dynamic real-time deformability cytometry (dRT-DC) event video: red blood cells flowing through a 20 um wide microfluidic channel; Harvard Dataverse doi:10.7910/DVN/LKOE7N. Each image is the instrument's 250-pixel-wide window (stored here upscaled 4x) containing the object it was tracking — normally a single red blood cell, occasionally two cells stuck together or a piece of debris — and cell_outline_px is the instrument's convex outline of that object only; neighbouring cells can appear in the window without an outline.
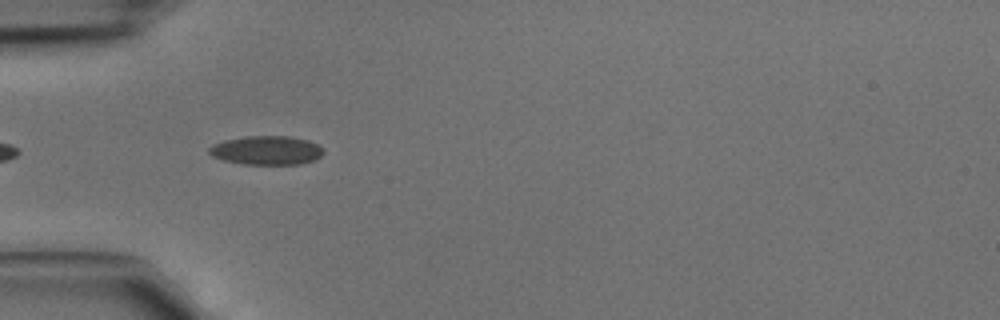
{"species": "common noctule bat (a hibernating species)", "species_latin": "Nyctalus noctula", "temperature_condition": "cold", "stored_images_in_passage": 5, "camera_frame_rate_fps": 3000, "um_per_image_px": 0.085, "animal": {"sex": "male", "body_mass_g": 15.6}, "frame": {"image": 1, "passage_image": 3, "time_ms": 0.667, "image_size_px": [1000, 320], "cell_outline_px": [[324, 152], [316, 160], [300, 164], [244, 164], [224, 160], [212, 156], [208, 152], [208, 148], [212, 144], [224, 140], [248, 136], [288, 136], [308, 140], [324, 148]], "centroid_in_image_um": [22.66, 12.78], "position_along_channel_um": 62.3, "area_um2": 19.31}}